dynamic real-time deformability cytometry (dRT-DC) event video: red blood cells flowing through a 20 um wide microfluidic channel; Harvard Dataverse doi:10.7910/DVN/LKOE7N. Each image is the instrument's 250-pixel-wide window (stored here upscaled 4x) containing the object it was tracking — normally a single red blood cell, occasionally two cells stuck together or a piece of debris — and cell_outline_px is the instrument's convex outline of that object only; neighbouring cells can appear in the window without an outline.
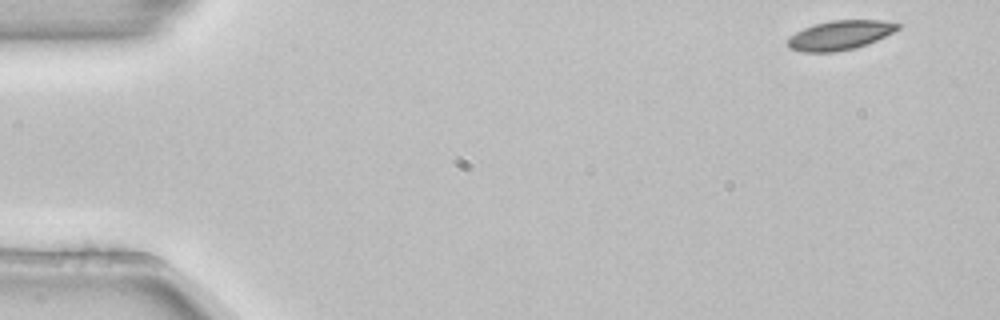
{"species": "common noctule bat (a hibernating species)", "species_latin": "Nyctalus noctula", "temperature_condition": "room temperature", "stored_images_in_passage": 4, "segment_of_instrument_passage": [1, 2], "camera_frame_rate_fps": 3000, "um_per_image_px": 0.085, "animal": {"sex": "female", "body_mass_g": 22.7, "forearm_length_mm": 54.2}, "frame": {"image": 1, "passage_image": 1, "time_ms": 0.0, "image_size_px": [1000, 320], "cell_outline_px": [[900, 28], [868, 44], [856, 48], [832, 52], [800, 52], [788, 48], [788, 36], [804, 28], [816, 24], [832, 20], [880, 20], [900, 24]], "centroid_in_image_um": [71.36, 3.0], "position_along_channel_um": 13.6, "area_um2": 18.73}}